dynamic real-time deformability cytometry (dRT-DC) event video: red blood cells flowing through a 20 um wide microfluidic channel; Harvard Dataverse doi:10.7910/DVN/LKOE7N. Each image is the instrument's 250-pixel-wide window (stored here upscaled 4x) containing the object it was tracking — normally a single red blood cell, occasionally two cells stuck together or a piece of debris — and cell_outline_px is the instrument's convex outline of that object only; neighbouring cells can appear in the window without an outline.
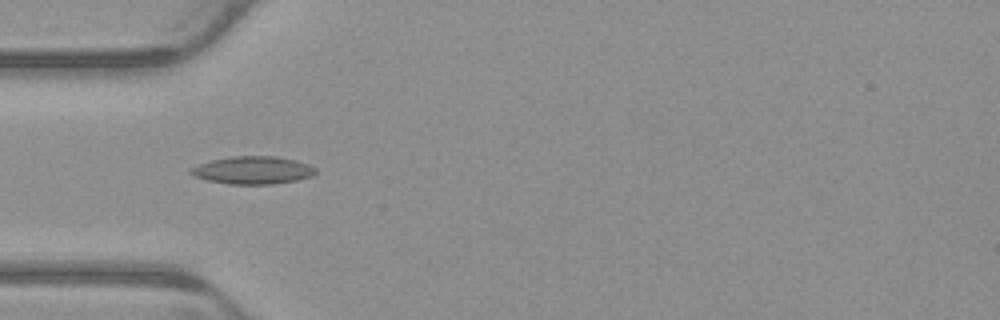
{"species": "common noctule bat (a hibernating species)", "species_latin": "Nyctalus noctula", "temperature_condition": "warm", "stored_images_in_passage": 4, "camera_frame_rate_fps": 3000, "um_per_image_px": 0.085, "animal": {"sex": "male", "body_mass_g": 23.1, "forearm_length_mm": 52.7}, "frame": {"image": 1, "passage_image": 2, "time_ms": 0.333, "image_size_px": [1000, 320], "cell_outline_px": [[316, 172], [312, 176], [296, 180], [272, 184], [228, 184], [208, 180], [192, 176], [188, 172], [188, 168], [212, 160], [232, 156], [272, 156], [296, 160], [308, 164], [316, 168]], "centroid_in_image_um": [21.46, 14.47], "position_along_channel_um": 63.5, "area_um2": 20.17}}
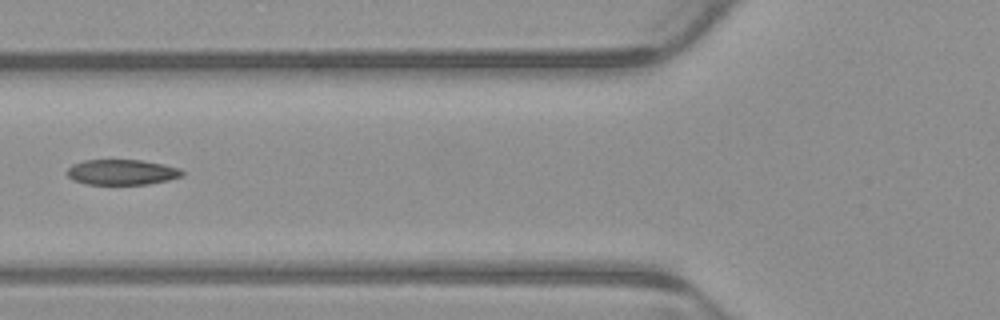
{"frame": {"image": 2, "passage_image": 3, "time_ms": 0.667, "image_size_px": [1000, 320], "cell_outline_px": [[184, 176], [168, 180], [148, 184], [88, 184], [72, 180], [68, 176], [68, 168], [72, 164], [84, 160], [140, 160], [164, 164], [180, 168], [184, 172]], "centroid_in_image_um": [10.38, 14.63], "position_along_channel_um": 115.4, "area_um2": 17.05}}
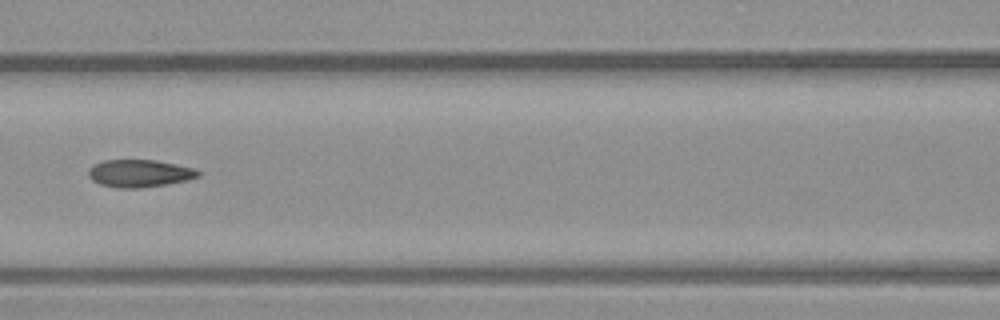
{"frame": {"image": 3, "passage_image": 4, "time_ms": 1.0, "image_size_px": [1000, 320], "cell_outline_px": [[200, 176], [188, 180], [168, 184], [140, 188], [120, 188], [100, 184], [92, 180], [88, 176], [88, 168], [104, 160], [156, 160], [196, 168], [200, 172]], "centroid_in_image_um": [11.89, 14.74], "position_along_channel_um": 154.7, "area_um2": 17.69}}